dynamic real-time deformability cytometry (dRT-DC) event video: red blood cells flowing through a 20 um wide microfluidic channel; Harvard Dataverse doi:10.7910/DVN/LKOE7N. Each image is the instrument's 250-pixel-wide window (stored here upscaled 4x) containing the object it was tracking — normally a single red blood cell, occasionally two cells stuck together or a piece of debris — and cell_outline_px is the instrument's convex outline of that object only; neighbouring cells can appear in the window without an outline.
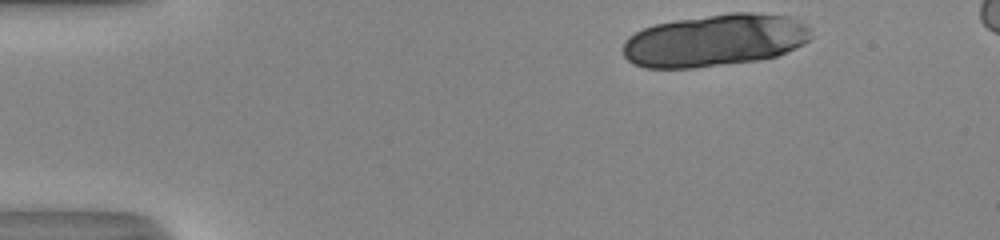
{"species": "human", "species_latin": "Homo sapiens", "temperature_condition": "room temperature", "stored_images_in_passage": 13, "camera_frame_rate_fps": 3000, "um_per_image_px": 0.085, "donor": {"sex": "male"}, "frame": {"image": 1, "passage_image": 1, "time_ms": 0.0, "image_size_px": [1000, 240], "cell_outline_px": [[812, 36], [804, 44], [796, 48], [776, 56], [760, 60], [692, 68], [644, 68], [632, 64], [624, 56], [624, 40], [628, 36], [644, 28], [656, 24], [676, 20], [728, 12], [752, 12], [796, 16], [808, 24], [812, 28]], "centroid_in_image_um": [60.84, 3.41], "position_along_channel_um": 24.2, "area_um2": 58.15}}